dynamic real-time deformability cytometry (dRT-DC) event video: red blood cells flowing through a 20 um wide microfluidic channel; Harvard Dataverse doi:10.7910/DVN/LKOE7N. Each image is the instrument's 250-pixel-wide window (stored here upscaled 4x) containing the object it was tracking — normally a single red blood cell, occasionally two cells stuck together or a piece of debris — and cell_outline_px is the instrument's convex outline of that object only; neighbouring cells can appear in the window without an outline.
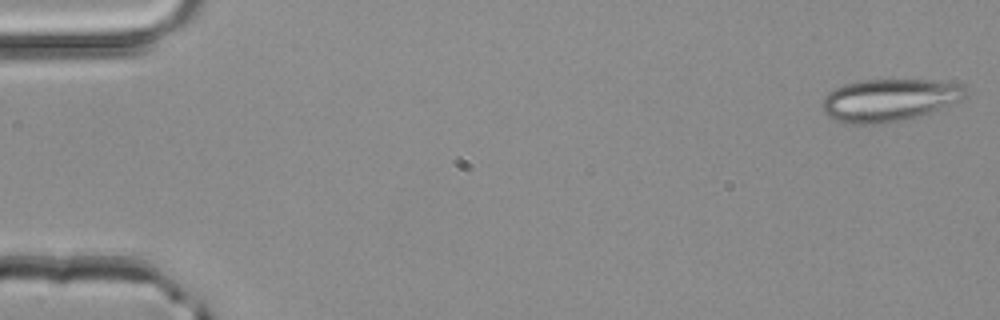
{"species": "common noctule bat (a hibernating species)", "species_latin": "Nyctalus noctula", "temperature_condition": "room temperature", "stored_images_in_passage": 50, "camera_frame_rate_fps": 3000, "um_per_image_px": 0.085, "animal": {"sex": "male", "body_mass_g": 20.4}, "frame": {"image": 1, "passage_image": 1, "time_ms": 0.0, "image_size_px": [1000, 320], "cell_outline_px": [[964, 96], [960, 100], [928, 112], [904, 120], [876, 124], [844, 124], [828, 116], [824, 112], [820, 104], [828, 92], [844, 84], [864, 80], [928, 80], [964, 84]], "centroid_in_image_um": [75.51, 8.51], "position_along_channel_um": 9.5, "area_um2": 35.08}}
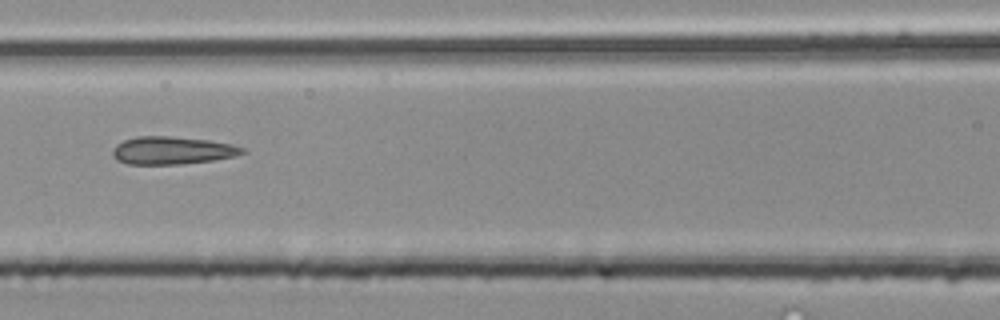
{"frame": {"image": 2, "passage_image": 22, "time_ms": 7.0, "image_size_px": [1000, 320], "cell_outline_px": [[248, 152], [236, 156], [212, 160], [180, 164], [128, 164], [116, 160], [112, 156], [112, 148], [116, 144], [124, 140], [136, 136], [172, 136], [208, 140], [232, 144], [244, 148]], "centroid_in_image_um": [14.62, 12.78], "position_along_channel_um": 152.0, "area_um2": 21.15}}
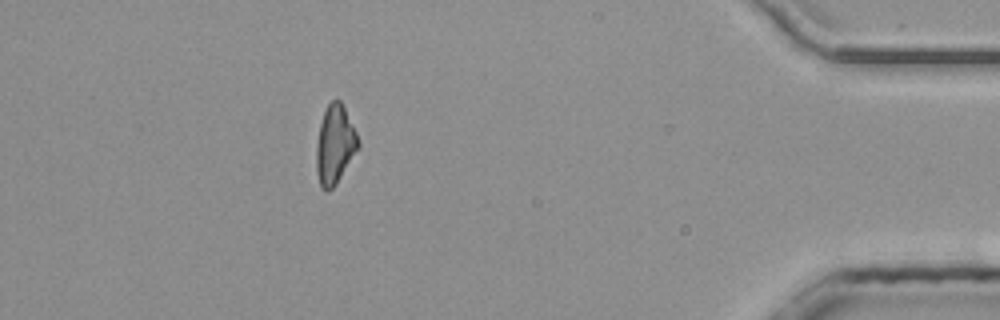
{"frame": {"image": 3, "passage_image": 44, "time_ms": 14.333, "image_size_px": [1000, 320], "cell_outline_px": [[360, 148], [336, 184], [328, 192], [324, 192], [320, 188], [316, 172], [316, 144], [320, 124], [324, 112], [328, 104], [332, 100], [340, 100], [356, 132], [360, 144]], "centroid_in_image_um": [28.46, 12.36], "position_along_channel_um": 406.7, "area_um2": 19.36}}